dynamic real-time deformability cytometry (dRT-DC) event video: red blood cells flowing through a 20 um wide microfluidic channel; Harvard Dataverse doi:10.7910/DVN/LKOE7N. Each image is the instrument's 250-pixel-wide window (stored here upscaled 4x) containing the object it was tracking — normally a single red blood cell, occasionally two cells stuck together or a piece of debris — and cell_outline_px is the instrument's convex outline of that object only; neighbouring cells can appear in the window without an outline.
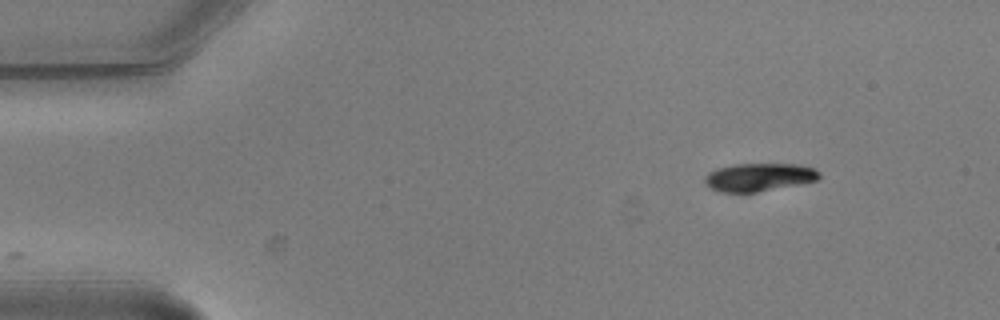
{"species": "common noctule bat (a hibernating species)", "species_latin": "Nyctalus noctula", "temperature_condition": "warm", "stored_images_in_passage": 3, "camera_frame_rate_fps": 3000, "um_per_image_px": 0.085, "animal": {"sex": "male", "body_mass_g": 20.5, "forearm_length_mm": 52.5}, "frame": {"image": 1, "passage_image": 3, "time_ms": 0.667, "image_size_px": [1000, 320], "cell_outline_px": [[820, 180], [756, 192], [720, 192], [704, 184], [704, 176], [708, 172], [716, 168], [736, 164], [800, 164], [816, 168], [820, 172]], "centroid_in_image_um": [64.53, 15.05], "position_along_channel_um": 20.5, "area_um2": 18.9}}